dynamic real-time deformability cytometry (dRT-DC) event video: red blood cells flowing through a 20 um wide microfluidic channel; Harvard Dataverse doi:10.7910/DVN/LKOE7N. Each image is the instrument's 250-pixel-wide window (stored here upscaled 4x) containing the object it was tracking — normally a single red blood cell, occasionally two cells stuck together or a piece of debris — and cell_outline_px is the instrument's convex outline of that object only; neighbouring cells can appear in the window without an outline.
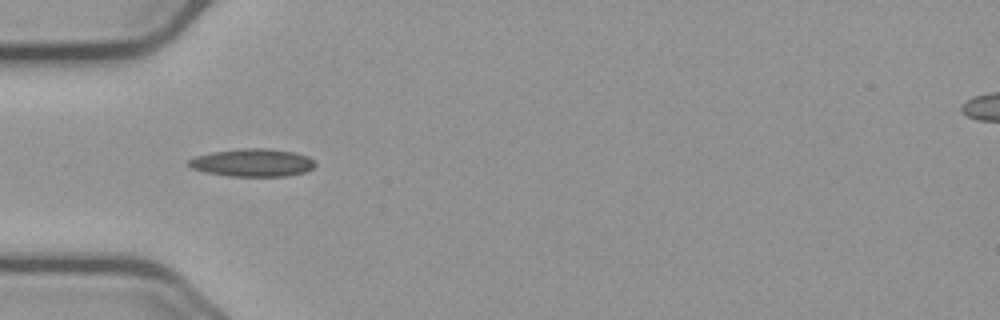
{"species": "common noctule bat (a hibernating species)", "species_latin": "Nyctalus noctula", "temperature_condition": "cold", "stored_images_in_passage": 39, "camera_frame_rate_fps": 3000, "um_per_image_px": 0.085, "animal": {"sex": "male", "body_mass_g": 23.1, "forearm_length_mm": 52.7}, "frame": {"image": 1, "passage_image": 1, "time_ms": 0.0, "image_size_px": [1000, 320], "cell_outline_px": [[316, 164], [312, 168], [304, 172], [288, 176], [228, 176], [204, 172], [192, 168], [184, 164], [188, 160], [196, 156], [212, 152], [244, 148], [268, 148], [296, 152], [308, 156]], "centroid_in_image_um": [21.44, 13.82], "position_along_channel_um": 63.6, "area_um2": 20.63}}
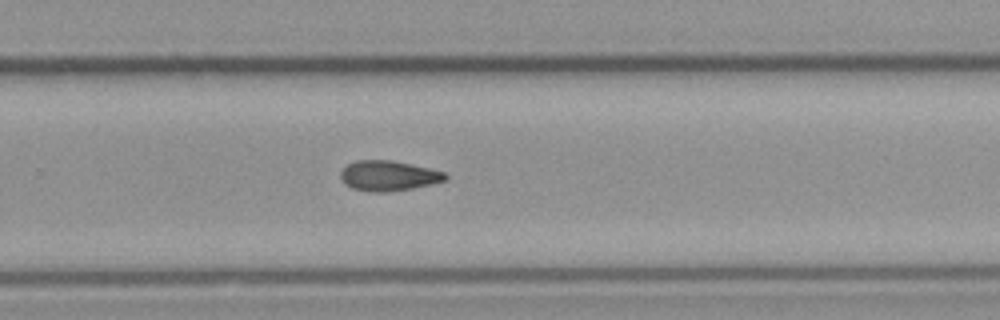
{"frame": {"image": 2, "passage_image": 20, "time_ms": 6.333, "image_size_px": [1000, 320], "cell_outline_px": [[448, 180], [432, 184], [412, 188], [388, 192], [372, 192], [352, 188], [344, 184], [340, 176], [340, 172], [348, 164], [356, 160], [388, 160], [428, 168], [444, 172], [448, 176]], "centroid_in_image_um": [33.01, 14.95], "position_along_channel_um": 296.8, "area_um2": 18.32}}
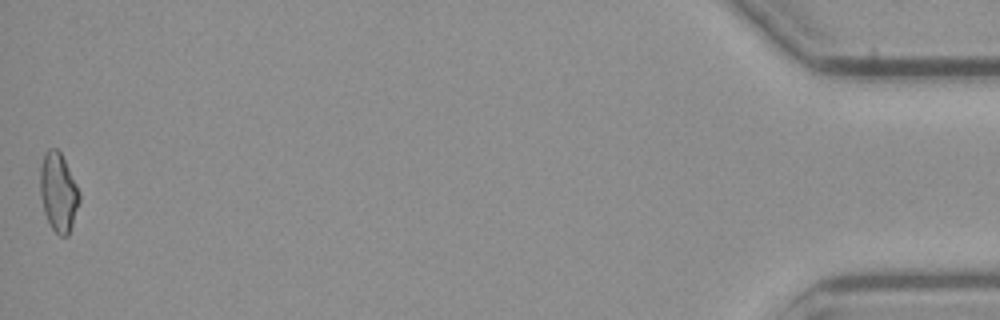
{"frame": {"image": 3, "passage_image": 39, "time_ms": 12.667, "image_size_px": [1000, 320], "cell_outline_px": [[80, 200], [68, 236], [60, 236], [52, 228], [44, 212], [40, 196], [40, 168], [44, 152], [48, 148], [56, 148], [60, 152], [80, 192]], "centroid_in_image_um": [4.95, 16.33], "position_along_channel_um": 430.3, "area_um2": 17.86}}